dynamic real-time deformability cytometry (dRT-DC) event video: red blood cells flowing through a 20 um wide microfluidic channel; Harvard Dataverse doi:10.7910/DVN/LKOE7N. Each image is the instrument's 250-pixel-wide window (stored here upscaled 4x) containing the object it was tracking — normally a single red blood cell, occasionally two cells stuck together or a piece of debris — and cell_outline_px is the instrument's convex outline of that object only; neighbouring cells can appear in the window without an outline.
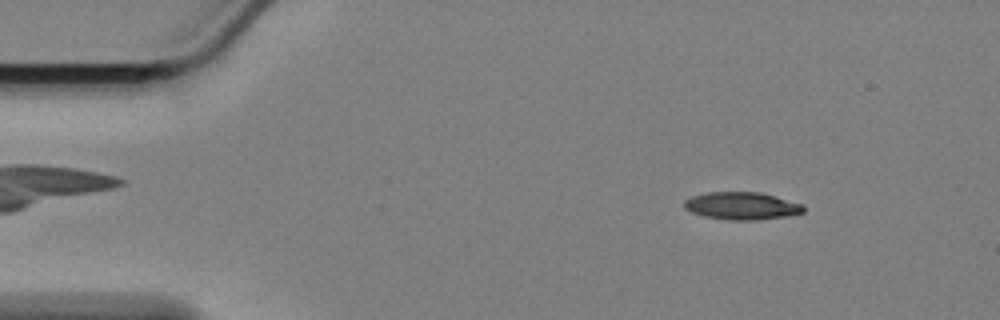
{"species": "Egyptian fruit bat (a non-hibernating species)", "species_latin": "Rousettus aegyptiacus", "temperature_condition": "cold", "stored_images_in_passage": 20, "camera_frame_rate_fps": 3000, "um_per_image_px": 0.085, "animal": {"sex": "female"}, "frame": {"image": 1, "passage_image": 7, "time_ms": 2.0, "image_size_px": [1000, 320], "cell_outline_px": [[804, 212], [788, 216], [756, 220], [728, 220], [704, 216], [692, 212], [684, 208], [684, 200], [692, 196], [708, 192], [760, 192], [776, 196], [804, 204]], "centroid_in_image_um": [63.07, 17.5], "position_along_channel_um": 21.9, "area_um2": 19.25}}
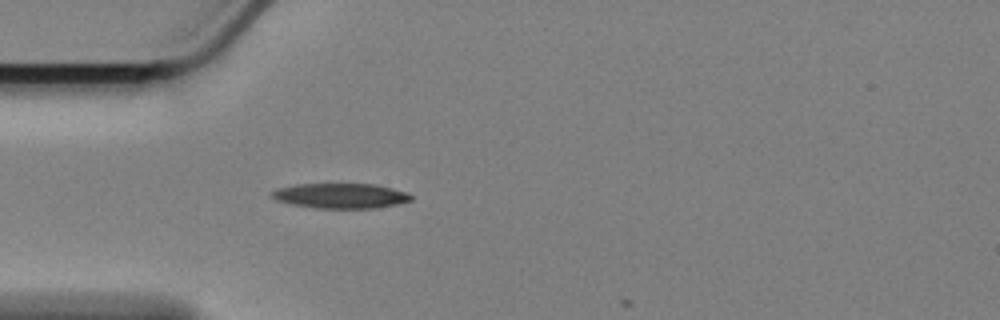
{"frame": {"image": 2, "passage_image": 16, "time_ms": 5.0, "image_size_px": [1000, 320], "cell_outline_px": [[412, 200], [396, 204], [376, 208], [316, 208], [292, 204], [276, 200], [272, 196], [272, 192], [276, 188], [296, 184], [376, 184], [408, 192], [412, 196]], "centroid_in_image_um": [28.97, 16.64], "position_along_channel_um": 56.0, "area_um2": 20.29}}